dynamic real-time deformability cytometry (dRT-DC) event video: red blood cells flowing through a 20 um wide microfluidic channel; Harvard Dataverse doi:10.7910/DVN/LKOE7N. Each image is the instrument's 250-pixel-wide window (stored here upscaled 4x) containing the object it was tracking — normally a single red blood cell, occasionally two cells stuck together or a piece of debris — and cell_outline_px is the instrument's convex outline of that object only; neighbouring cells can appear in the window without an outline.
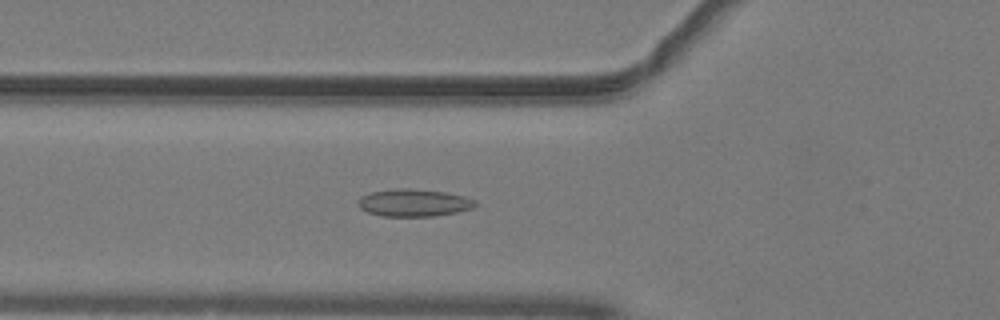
{"species": "common noctule bat (a hibernating species)", "species_latin": "Nyctalus noctula", "temperature_condition": "warm", "stored_images_in_passage": 51, "camera_frame_rate_fps": 3000, "um_per_image_px": 0.085, "animal": {"sex": "male", "body_mass_g": 19.2, "forearm_length_mm": 51.8}, "frame": {"image": 1, "passage_image": 19, "time_ms": 6.0, "image_size_px": [1000, 320], "cell_outline_px": [[476, 204], [472, 208], [456, 212], [432, 216], [384, 216], [368, 212], [360, 208], [360, 196], [372, 192], [396, 188], [408, 188], [444, 192], [464, 196], [472, 200]], "centroid_in_image_um": [35.16, 17.23], "position_along_channel_um": 90.6, "area_um2": 18.32}}
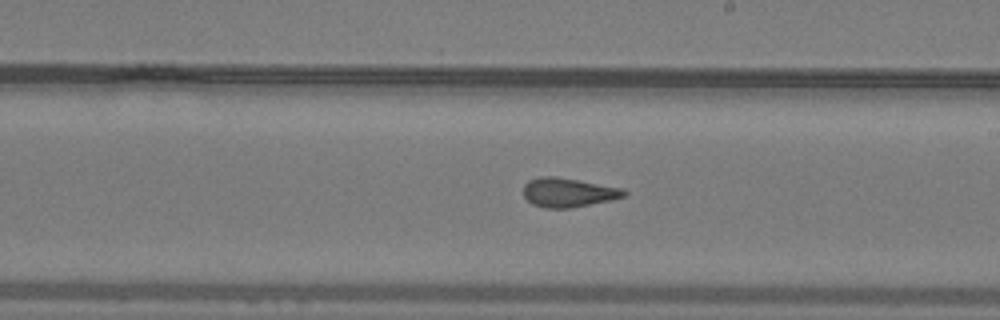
{"frame": {"image": 2, "passage_image": 30, "time_ms": 9.667, "image_size_px": [1000, 320], "cell_outline_px": [[628, 192], [624, 196], [608, 200], [568, 208], [544, 208], [532, 204], [524, 196], [524, 184], [528, 180], [540, 176], [556, 176], [620, 188]], "centroid_in_image_um": [48.23, 16.35], "position_along_channel_um": 240.8, "area_um2": 16.76}}
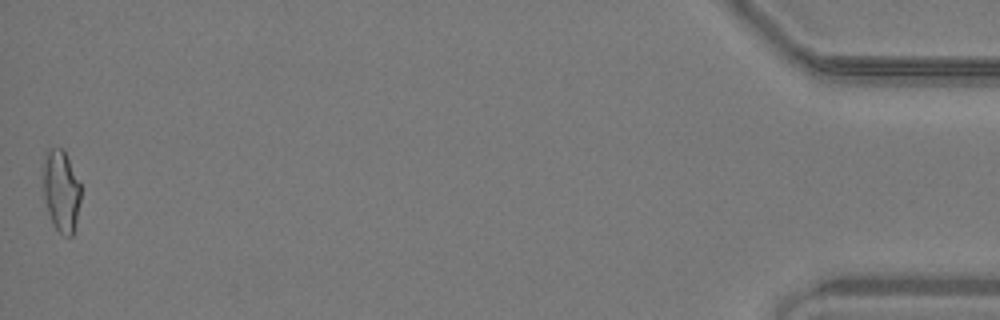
{"frame": {"image": 3, "passage_image": 51, "time_ms": 16.667, "image_size_px": [1000, 320], "cell_outline_px": [[80, 200], [76, 220], [72, 236], [64, 236], [52, 224], [48, 212], [44, 196], [44, 160], [48, 152], [52, 148], [64, 148], [80, 184]], "centroid_in_image_um": [5.21, 16.23], "position_along_channel_um": 430.0, "area_um2": 17.57}, "authors_computed_cell_mechanics": {"area_um2": 17.4556, "velocity_mm_per_s": 4.0815, "shape_relaxation_time_tau1_ms": null, "shape_relaxation_time_tau2_ms": 1.6335, "deformation_change_tau1": null, "deformation_change_tau2": 0.0908}}